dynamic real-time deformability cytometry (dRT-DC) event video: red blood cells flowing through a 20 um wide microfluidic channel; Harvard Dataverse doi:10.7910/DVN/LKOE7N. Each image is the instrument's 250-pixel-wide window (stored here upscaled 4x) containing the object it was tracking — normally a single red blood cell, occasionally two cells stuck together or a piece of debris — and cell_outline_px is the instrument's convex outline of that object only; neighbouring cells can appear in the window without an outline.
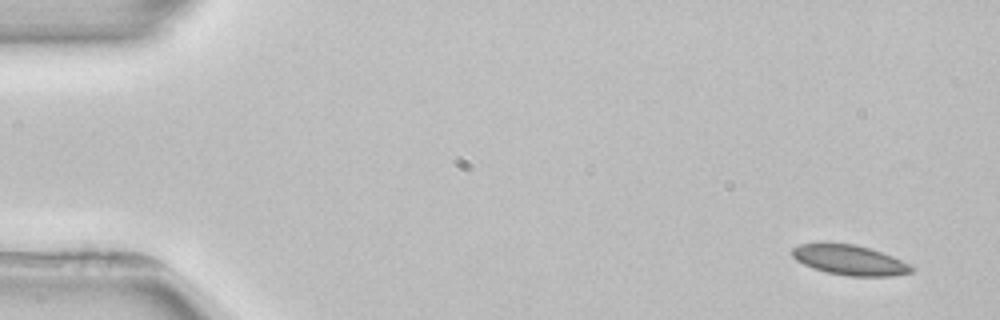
{"species": "common noctule bat (a hibernating species)", "species_latin": "Nyctalus noctula", "temperature_condition": "room temperature", "stored_images_in_passage": 3, "camera_frame_rate_fps": 3000, "um_per_image_px": 0.085, "animal": {"sex": "female", "body_mass_g": 22.7, "forearm_length_mm": 54.2}, "frame": {"image": 1, "passage_image": 1, "time_ms": 0.0, "image_size_px": [1000, 320], "cell_outline_px": [[912, 272], [892, 276], [848, 276], [828, 272], [812, 268], [796, 260], [792, 256], [792, 248], [800, 244], [824, 240], [856, 244], [892, 256], [908, 264], [912, 268]], "centroid_in_image_um": [72.12, 22.06], "position_along_channel_um": 12.9, "area_um2": 21.21}}